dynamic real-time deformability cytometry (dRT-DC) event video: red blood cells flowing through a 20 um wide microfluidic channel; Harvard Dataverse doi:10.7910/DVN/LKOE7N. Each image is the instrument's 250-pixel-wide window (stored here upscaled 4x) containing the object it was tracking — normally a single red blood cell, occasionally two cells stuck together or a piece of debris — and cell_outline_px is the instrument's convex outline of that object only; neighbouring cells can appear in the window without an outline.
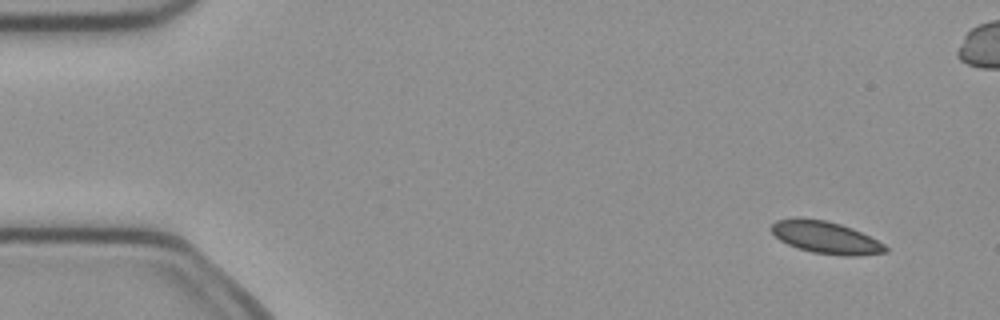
{"species": "common noctule bat (a hibernating species)", "species_latin": "Nyctalus noctula", "temperature_condition": "cold", "stored_images_in_passage": 5, "camera_frame_rate_fps": 3000, "um_per_image_px": 0.085, "animal": {"sex": "female", "body_mass_g": 21.9}, "frame": {"image": 1, "passage_image": 1, "time_ms": 0.0, "image_size_px": [1000, 320], "cell_outline_px": [[888, 252], [860, 256], [844, 256], [812, 252], [788, 244], [780, 240], [768, 228], [776, 220], [824, 220], [840, 224], [852, 228], [884, 244], [888, 248]], "centroid_in_image_um": [70.23, 20.22], "position_along_channel_um": 14.8, "area_um2": 20.81}}